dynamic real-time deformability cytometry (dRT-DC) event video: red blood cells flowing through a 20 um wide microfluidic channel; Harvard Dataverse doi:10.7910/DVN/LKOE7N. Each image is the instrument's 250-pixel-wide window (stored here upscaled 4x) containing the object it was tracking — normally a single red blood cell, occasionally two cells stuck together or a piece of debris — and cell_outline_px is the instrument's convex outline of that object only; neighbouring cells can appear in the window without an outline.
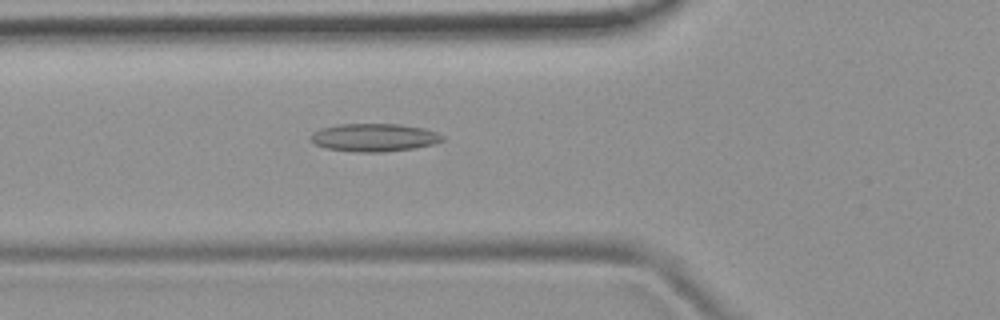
{"species": "common noctule bat (a hibernating species)", "species_latin": "Nyctalus noctula", "temperature_condition": "room temperature", "stored_images_in_passage": 52, "camera_frame_rate_fps": 3000, "um_per_image_px": 0.085, "animal": {"sex": "female", "body_mass_g": 19.9}, "frame": {"image": 1, "passage_image": 19, "time_ms": 6.0, "image_size_px": [1000, 320], "cell_outline_px": [[444, 140], [436, 144], [416, 148], [384, 152], [356, 152], [324, 148], [316, 144], [312, 140], [312, 132], [320, 128], [340, 124], [400, 124], [424, 128], [436, 132], [444, 136]], "centroid_in_image_um": [31.85, 11.69], "position_along_channel_um": 94.0, "area_um2": 21.62}}
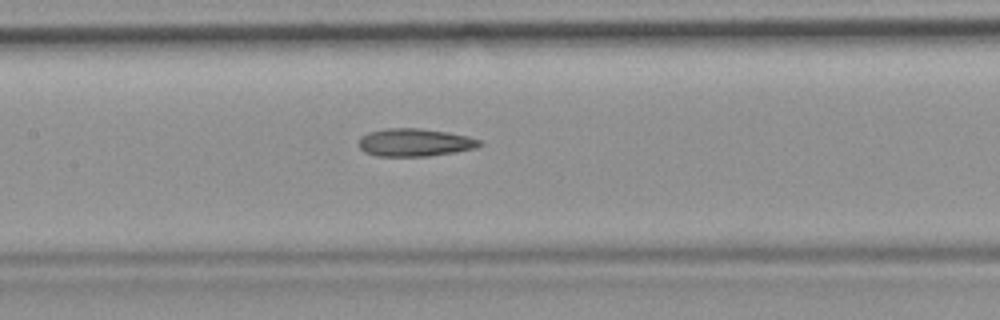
{"frame": {"image": 2, "passage_image": 25, "time_ms": 8.0, "image_size_px": [1000, 320], "cell_outline_px": [[484, 144], [476, 148], [428, 156], [376, 156], [364, 152], [360, 148], [360, 136], [368, 132], [388, 128], [420, 128], [448, 132], [468, 136], [484, 140]], "centroid_in_image_um": [35.29, 12.1], "position_along_channel_um": 172.1, "area_um2": 19.71}}
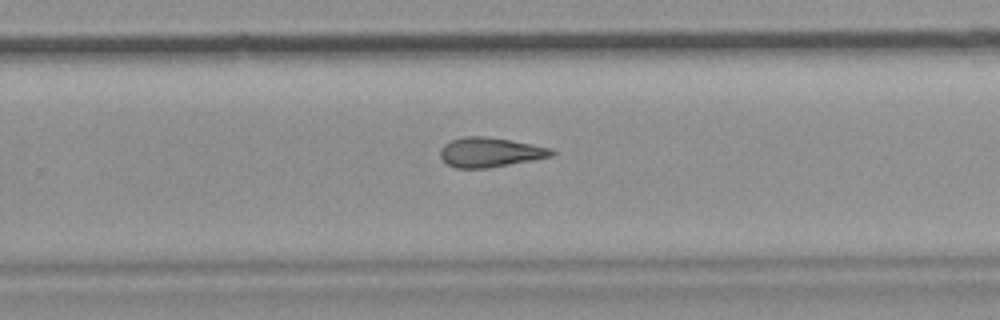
{"frame": {"image": 3, "passage_image": 34, "time_ms": 11.0, "image_size_px": [1000, 320], "cell_outline_px": [[556, 152], [552, 156], [532, 160], [484, 168], [456, 168], [448, 164], [440, 156], [440, 148], [444, 144], [452, 140], [464, 136], [484, 136], [512, 140], [552, 148]], "centroid_in_image_um": [41.66, 12.93], "position_along_channel_um": 288.1, "area_um2": 19.07}, "authors_computed_cell_mechanics": {"area_um2": 19.7676, "velocity_mm_per_s": 3.8844, "shape_relaxation_time_tau1_ms": null, "shape_relaxation_time_tau2_ms": 4.0431, "deformation_change_tau1": null, "deformation_change_tau2": 0.1525}}